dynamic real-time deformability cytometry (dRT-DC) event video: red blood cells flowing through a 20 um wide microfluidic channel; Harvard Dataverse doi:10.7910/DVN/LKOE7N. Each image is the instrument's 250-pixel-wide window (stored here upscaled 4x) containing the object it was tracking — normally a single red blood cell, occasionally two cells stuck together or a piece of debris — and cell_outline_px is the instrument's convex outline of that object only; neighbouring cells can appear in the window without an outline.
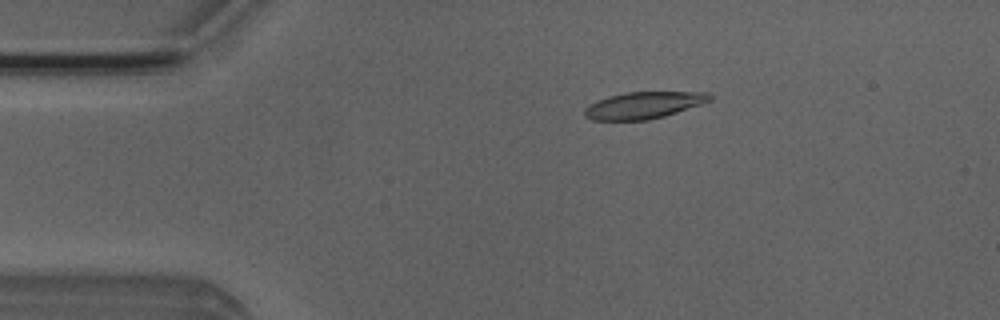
{"species": "Egyptian fruit bat (a non-hibernating species)", "species_latin": "Rousettus aegyptiacus", "temperature_condition": "room temperature", "stored_images_in_passage": 4, "camera_frame_rate_fps": 3000, "um_per_image_px": 0.085, "animal": {"sex": "male"}, "frame": {"image": 1, "passage_image": 1, "time_ms": 0.0, "image_size_px": [1000, 320], "cell_outline_px": [[712, 100], [664, 116], [648, 120], [592, 120], [584, 116], [584, 108], [588, 104], [596, 100], [608, 96], [624, 92], [708, 92], [712, 96]], "centroid_in_image_um": [54.66, 8.94], "position_along_channel_um": 30.3, "area_um2": 19.59}}
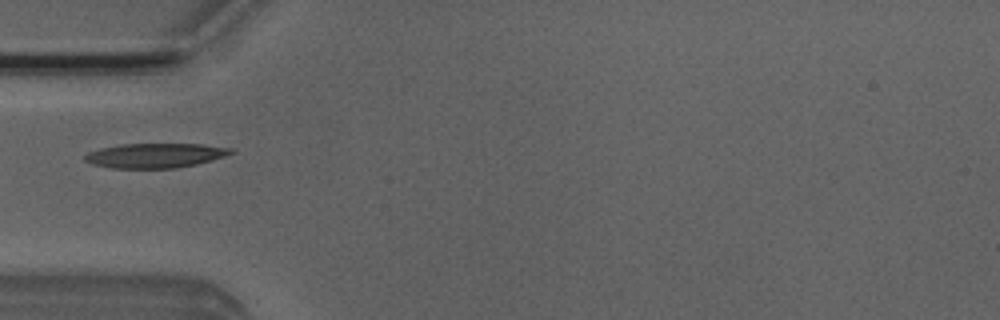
{"frame": {"image": 2, "passage_image": 3, "time_ms": 0.667, "image_size_px": [1000, 320], "cell_outline_px": [[236, 152], [212, 160], [196, 164], [176, 168], [112, 168], [92, 164], [84, 160], [84, 156], [88, 152], [100, 148], [120, 144], [200, 144], [232, 148]], "centroid_in_image_um": [13.18, 13.21], "position_along_channel_um": 71.8, "area_um2": 20.92}}